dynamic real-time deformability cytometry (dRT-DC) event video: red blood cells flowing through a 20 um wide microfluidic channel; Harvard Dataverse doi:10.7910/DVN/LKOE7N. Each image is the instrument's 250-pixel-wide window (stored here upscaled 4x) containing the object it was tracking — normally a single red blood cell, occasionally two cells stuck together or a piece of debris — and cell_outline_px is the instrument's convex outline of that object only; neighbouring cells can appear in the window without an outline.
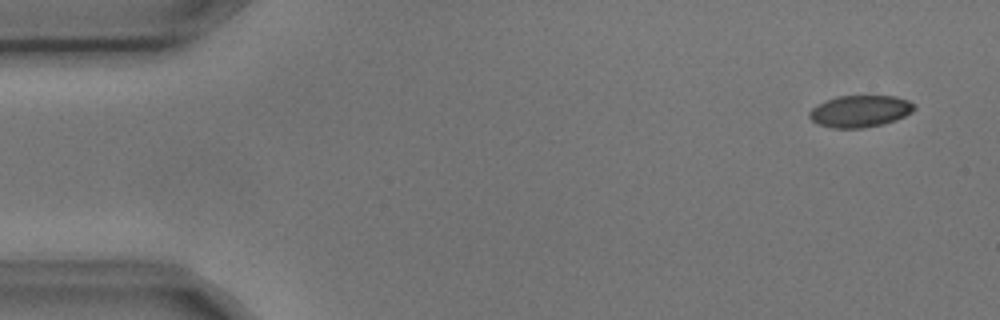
{"species": "common noctule bat (a hibernating species)", "species_latin": "Nyctalus noctula", "temperature_condition": "cold", "stored_images_in_passage": 8, "camera_frame_rate_fps": 3000, "um_per_image_px": 0.085, "animal": {"sex": "male", "body_mass_g": 17.9, "forearm_length_mm": 54.2}, "frame": {"image": 1, "passage_image": 1, "time_ms": 0.0, "image_size_px": [1000, 320], "cell_outline_px": [[916, 108], [912, 112], [896, 120], [884, 124], [860, 128], [832, 128], [816, 124], [808, 116], [808, 112], [816, 104], [836, 96], [896, 96], [908, 100], [916, 104]], "centroid_in_image_um": [73.1, 9.45], "position_along_channel_um": 11.9, "area_um2": 19.71}}
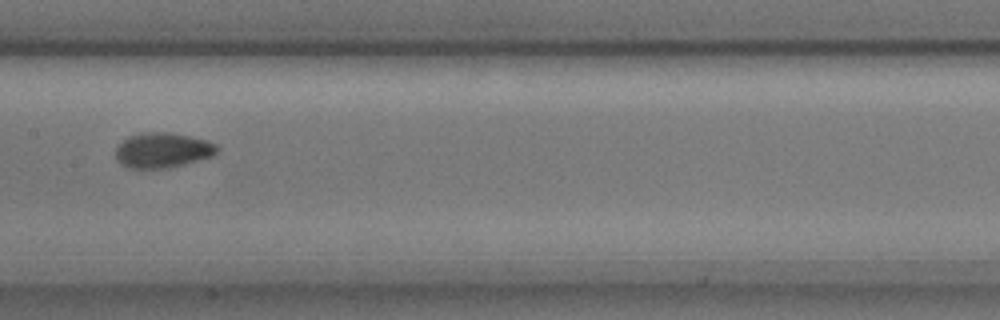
{"frame": {"image": 2, "passage_image": 7, "time_ms": 2.0, "image_size_px": [1000, 320], "cell_outline_px": [[220, 148], [212, 156], [184, 164], [168, 168], [128, 168], [116, 156], [116, 148], [128, 136], [140, 132], [168, 132], [208, 140], [216, 144]], "centroid_in_image_um": [13.85, 12.75], "position_along_channel_um": 193.5, "area_um2": 20.58}}
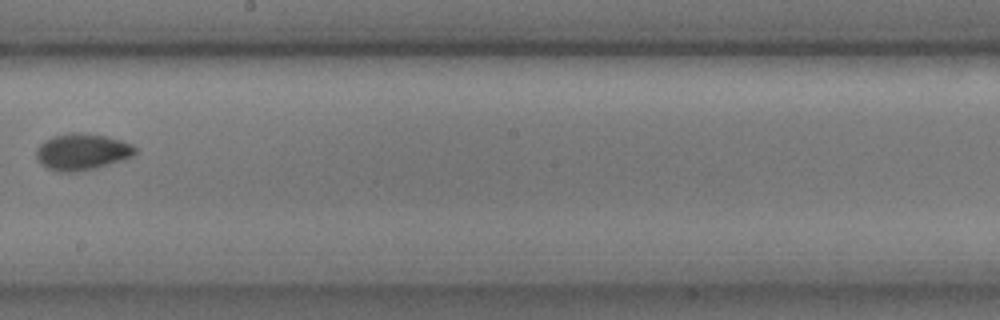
{"frame": {"image": 3, "passage_image": 8, "time_ms": 2.333, "image_size_px": [1000, 320], "cell_outline_px": [[136, 152], [132, 156], [124, 160], [96, 168], [76, 172], [56, 172], [40, 164], [36, 156], [36, 148], [44, 140], [68, 132], [80, 132], [104, 136], [120, 140], [132, 144], [136, 148]], "centroid_in_image_um": [6.96, 12.91], "position_along_channel_um": 241.2, "area_um2": 21.15}}